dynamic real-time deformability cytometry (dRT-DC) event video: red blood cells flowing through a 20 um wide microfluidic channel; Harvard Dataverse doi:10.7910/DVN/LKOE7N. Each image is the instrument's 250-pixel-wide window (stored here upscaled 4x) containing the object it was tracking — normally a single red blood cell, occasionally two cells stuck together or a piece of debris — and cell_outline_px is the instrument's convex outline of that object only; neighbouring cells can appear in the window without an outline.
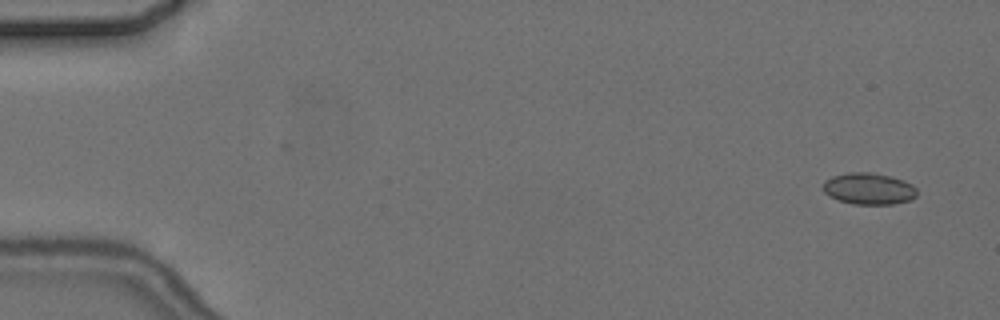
{"species": "common noctule bat (a hibernating species)", "species_latin": "Nyctalus noctula", "temperature_condition": "cold", "stored_images_in_passage": 6, "camera_frame_rate_fps": 3000, "um_per_image_px": 0.085, "animal": {"sex": "female", "body_mass_g": 24.6, "forearm_length_mm": 56.2}, "frame": {"image": 1, "passage_image": 1, "time_ms": 0.0, "image_size_px": [1000, 320], "cell_outline_px": [[916, 196], [912, 200], [892, 204], [852, 204], [840, 200], [824, 192], [824, 180], [832, 176], [848, 172], [872, 172], [892, 176], [904, 180], [912, 184], [916, 188]], "centroid_in_image_um": [73.88, 16.02], "position_along_channel_um": 11.1, "area_um2": 17.34}}
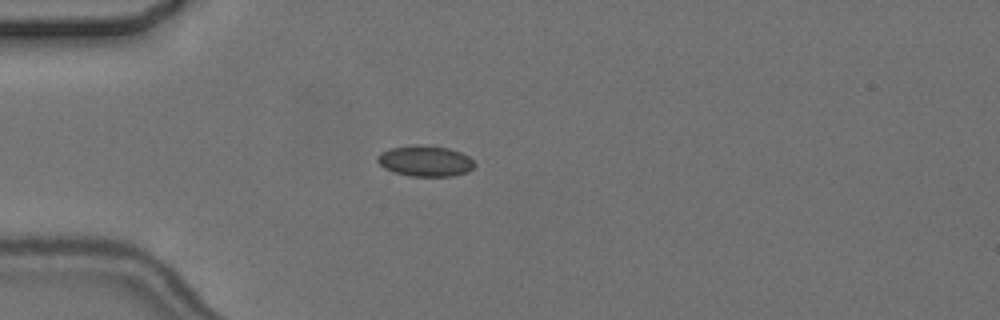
{"frame": {"image": 2, "passage_image": 4, "time_ms": 4.333, "image_size_px": [1000, 320], "cell_outline_px": [[476, 164], [468, 172], [452, 176], [408, 176], [384, 168], [376, 160], [376, 156], [380, 152], [388, 148], [448, 148], [460, 152], [468, 156]], "centroid_in_image_um": [36.15, 13.74], "position_along_channel_um": 48.8, "area_um2": 16.65}}